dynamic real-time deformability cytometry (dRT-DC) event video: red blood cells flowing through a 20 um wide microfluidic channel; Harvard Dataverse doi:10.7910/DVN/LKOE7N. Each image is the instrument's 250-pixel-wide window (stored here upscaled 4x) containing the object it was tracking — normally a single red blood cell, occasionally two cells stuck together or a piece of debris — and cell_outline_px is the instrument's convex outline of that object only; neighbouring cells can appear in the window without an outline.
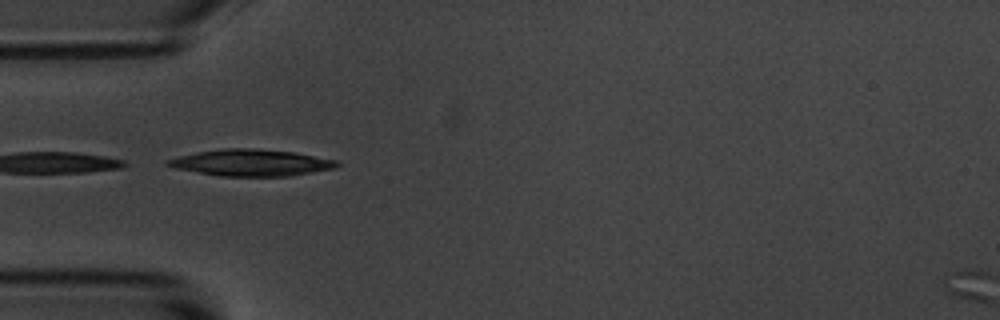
{"species": "common noctule bat (a hibernating species)", "species_latin": "Nyctalus noctula", "temperature_condition": "room temperature", "stored_images_in_passage": 13, "camera_frame_rate_fps": 3000, "um_per_image_px": 0.085, "animal": {"sex": "male", "body_mass_g": 20.1, "forearm_length_mm": 53.5}, "frame": {"image": 1, "passage_image": 1, "time_ms": 0.0, "image_size_px": [1000, 320], "cell_outline_px": [[340, 164], [336, 168], [288, 176], [220, 176], [176, 168], [164, 164], [164, 160], [196, 152], [224, 148], [252, 148], [296, 152], [336, 160]], "centroid_in_image_um": [21.35, 13.82], "position_along_channel_um": 63.7, "area_um2": 26.18}}
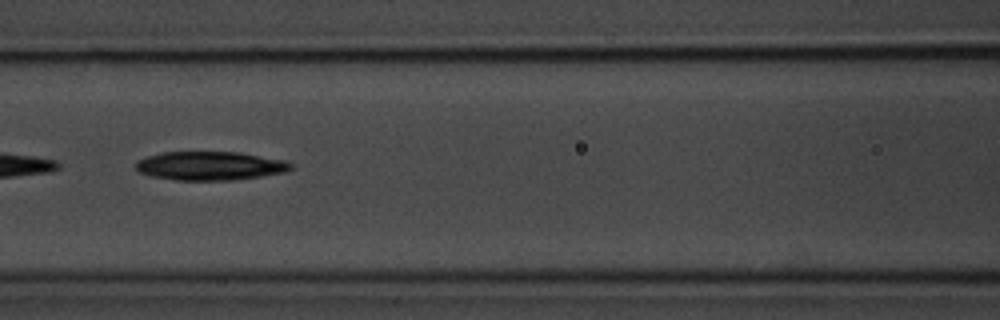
{"frame": {"image": 2, "passage_image": 8, "time_ms": 2.333, "image_size_px": [1000, 320], "cell_outline_px": [[292, 168], [288, 172], [232, 180], [176, 180], [152, 176], [140, 172], [136, 168], [136, 160], [148, 156], [164, 152], [240, 152], [284, 160], [292, 164]], "centroid_in_image_um": [17.87, 14.09], "position_along_channel_um": 148.7, "area_um2": 25.89}}
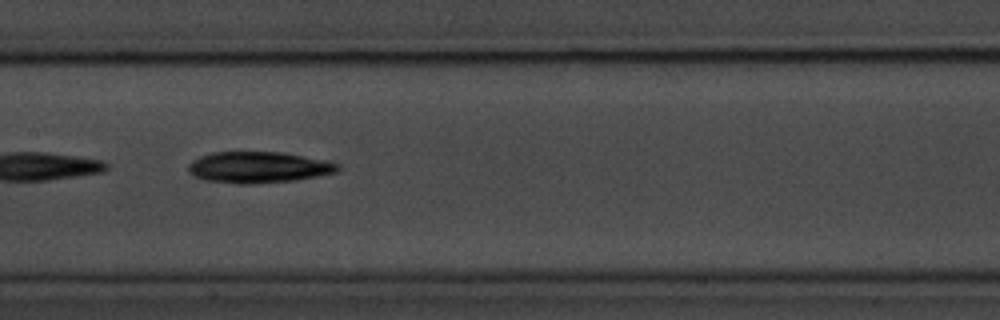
{"frame": {"image": 3, "passage_image": 11, "time_ms": 3.333, "image_size_px": [1000, 320], "cell_outline_px": [[340, 168], [336, 172], [296, 180], [248, 184], [240, 184], [204, 180], [188, 172], [188, 164], [192, 160], [200, 156], [212, 152], [284, 152], [328, 160], [340, 164]], "centroid_in_image_um": [21.98, 14.21], "position_along_channel_um": 185.4, "area_um2": 27.34}}